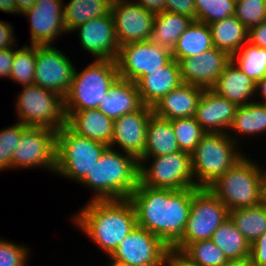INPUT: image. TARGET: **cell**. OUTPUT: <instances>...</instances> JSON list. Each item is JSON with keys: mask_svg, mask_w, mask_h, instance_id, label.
Returning <instances> with one entry per match:
<instances>
[{"mask_svg": "<svg viewBox=\"0 0 266 266\" xmlns=\"http://www.w3.org/2000/svg\"><path fill=\"white\" fill-rule=\"evenodd\" d=\"M198 189L152 188L138 182L129 197L135 208L137 225L159 237L171 249L183 236L192 196Z\"/></svg>", "mask_w": 266, "mask_h": 266, "instance_id": "1", "label": "cell"}, {"mask_svg": "<svg viewBox=\"0 0 266 266\" xmlns=\"http://www.w3.org/2000/svg\"><path fill=\"white\" fill-rule=\"evenodd\" d=\"M86 203L70 215V221L109 257L137 226L133 203L129 199L88 200Z\"/></svg>", "mask_w": 266, "mask_h": 266, "instance_id": "2", "label": "cell"}, {"mask_svg": "<svg viewBox=\"0 0 266 266\" xmlns=\"http://www.w3.org/2000/svg\"><path fill=\"white\" fill-rule=\"evenodd\" d=\"M139 182V162L130 154L107 147L80 182L94 192L90 200L129 199Z\"/></svg>", "mask_w": 266, "mask_h": 266, "instance_id": "3", "label": "cell"}, {"mask_svg": "<svg viewBox=\"0 0 266 266\" xmlns=\"http://www.w3.org/2000/svg\"><path fill=\"white\" fill-rule=\"evenodd\" d=\"M208 189L229 211L258 206L264 202L261 164L246 154Z\"/></svg>", "mask_w": 266, "mask_h": 266, "instance_id": "4", "label": "cell"}, {"mask_svg": "<svg viewBox=\"0 0 266 266\" xmlns=\"http://www.w3.org/2000/svg\"><path fill=\"white\" fill-rule=\"evenodd\" d=\"M227 133H206L191 154L197 188H208L247 152Z\"/></svg>", "mask_w": 266, "mask_h": 266, "instance_id": "5", "label": "cell"}, {"mask_svg": "<svg viewBox=\"0 0 266 266\" xmlns=\"http://www.w3.org/2000/svg\"><path fill=\"white\" fill-rule=\"evenodd\" d=\"M77 71L75 66L69 91L64 99V110L97 109L106 92L119 77L115 60H95Z\"/></svg>", "mask_w": 266, "mask_h": 266, "instance_id": "6", "label": "cell"}, {"mask_svg": "<svg viewBox=\"0 0 266 266\" xmlns=\"http://www.w3.org/2000/svg\"><path fill=\"white\" fill-rule=\"evenodd\" d=\"M107 147L100 142L77 135L67 125L63 126L56 134L54 174L79 185Z\"/></svg>", "mask_w": 266, "mask_h": 266, "instance_id": "7", "label": "cell"}, {"mask_svg": "<svg viewBox=\"0 0 266 266\" xmlns=\"http://www.w3.org/2000/svg\"><path fill=\"white\" fill-rule=\"evenodd\" d=\"M16 97L14 104L18 122L56 131L66 125L64 99L59 94L31 84L23 86Z\"/></svg>", "mask_w": 266, "mask_h": 266, "instance_id": "8", "label": "cell"}, {"mask_svg": "<svg viewBox=\"0 0 266 266\" xmlns=\"http://www.w3.org/2000/svg\"><path fill=\"white\" fill-rule=\"evenodd\" d=\"M138 162L139 182L144 186L172 190L196 187L189 153L177 151Z\"/></svg>", "mask_w": 266, "mask_h": 266, "instance_id": "9", "label": "cell"}, {"mask_svg": "<svg viewBox=\"0 0 266 266\" xmlns=\"http://www.w3.org/2000/svg\"><path fill=\"white\" fill-rule=\"evenodd\" d=\"M228 217L227 207L208 188H199L192 196L183 236L171 249L181 252L190 243L211 239Z\"/></svg>", "mask_w": 266, "mask_h": 266, "instance_id": "10", "label": "cell"}, {"mask_svg": "<svg viewBox=\"0 0 266 266\" xmlns=\"http://www.w3.org/2000/svg\"><path fill=\"white\" fill-rule=\"evenodd\" d=\"M56 134L51 128L26 126L12 153V170L38 168L54 174Z\"/></svg>", "mask_w": 266, "mask_h": 266, "instance_id": "11", "label": "cell"}, {"mask_svg": "<svg viewBox=\"0 0 266 266\" xmlns=\"http://www.w3.org/2000/svg\"><path fill=\"white\" fill-rule=\"evenodd\" d=\"M169 250L159 237L137 225L107 260L111 266H162Z\"/></svg>", "mask_w": 266, "mask_h": 266, "instance_id": "12", "label": "cell"}, {"mask_svg": "<svg viewBox=\"0 0 266 266\" xmlns=\"http://www.w3.org/2000/svg\"><path fill=\"white\" fill-rule=\"evenodd\" d=\"M172 51L150 40L120 46L116 59L119 77L137 83L149 71L172 60Z\"/></svg>", "mask_w": 266, "mask_h": 266, "instance_id": "13", "label": "cell"}, {"mask_svg": "<svg viewBox=\"0 0 266 266\" xmlns=\"http://www.w3.org/2000/svg\"><path fill=\"white\" fill-rule=\"evenodd\" d=\"M60 48L37 45L34 84L51 90L63 98L69 91L75 63Z\"/></svg>", "mask_w": 266, "mask_h": 266, "instance_id": "14", "label": "cell"}, {"mask_svg": "<svg viewBox=\"0 0 266 266\" xmlns=\"http://www.w3.org/2000/svg\"><path fill=\"white\" fill-rule=\"evenodd\" d=\"M111 14L119 46L151 39L154 12L133 0H113Z\"/></svg>", "mask_w": 266, "mask_h": 266, "instance_id": "15", "label": "cell"}, {"mask_svg": "<svg viewBox=\"0 0 266 266\" xmlns=\"http://www.w3.org/2000/svg\"><path fill=\"white\" fill-rule=\"evenodd\" d=\"M63 3L64 0H36L30 9L21 14L30 23V44L53 45L58 38L68 34Z\"/></svg>", "mask_w": 266, "mask_h": 266, "instance_id": "16", "label": "cell"}, {"mask_svg": "<svg viewBox=\"0 0 266 266\" xmlns=\"http://www.w3.org/2000/svg\"><path fill=\"white\" fill-rule=\"evenodd\" d=\"M73 32L79 36L80 47L91 54L95 60L116 61L120 46L111 12L85 22L76 27Z\"/></svg>", "mask_w": 266, "mask_h": 266, "instance_id": "17", "label": "cell"}, {"mask_svg": "<svg viewBox=\"0 0 266 266\" xmlns=\"http://www.w3.org/2000/svg\"><path fill=\"white\" fill-rule=\"evenodd\" d=\"M152 115V107L143 105L139 110L115 119L109 147L139 160L145 149L147 125Z\"/></svg>", "mask_w": 266, "mask_h": 266, "instance_id": "18", "label": "cell"}, {"mask_svg": "<svg viewBox=\"0 0 266 266\" xmlns=\"http://www.w3.org/2000/svg\"><path fill=\"white\" fill-rule=\"evenodd\" d=\"M232 57L215 47L202 54L179 59L182 83L210 89Z\"/></svg>", "mask_w": 266, "mask_h": 266, "instance_id": "19", "label": "cell"}, {"mask_svg": "<svg viewBox=\"0 0 266 266\" xmlns=\"http://www.w3.org/2000/svg\"><path fill=\"white\" fill-rule=\"evenodd\" d=\"M237 108L236 103L204 89L194 117L206 133H227Z\"/></svg>", "mask_w": 266, "mask_h": 266, "instance_id": "20", "label": "cell"}, {"mask_svg": "<svg viewBox=\"0 0 266 266\" xmlns=\"http://www.w3.org/2000/svg\"><path fill=\"white\" fill-rule=\"evenodd\" d=\"M66 125L77 135L110 146L114 120L98 109L64 110Z\"/></svg>", "mask_w": 266, "mask_h": 266, "instance_id": "21", "label": "cell"}, {"mask_svg": "<svg viewBox=\"0 0 266 266\" xmlns=\"http://www.w3.org/2000/svg\"><path fill=\"white\" fill-rule=\"evenodd\" d=\"M203 91V87L181 83L152 107L153 114L167 120L193 117Z\"/></svg>", "mask_w": 266, "mask_h": 266, "instance_id": "22", "label": "cell"}, {"mask_svg": "<svg viewBox=\"0 0 266 266\" xmlns=\"http://www.w3.org/2000/svg\"><path fill=\"white\" fill-rule=\"evenodd\" d=\"M181 83L179 63L172 59L168 64L149 71L136 84L142 104L153 107L164 95Z\"/></svg>", "mask_w": 266, "mask_h": 266, "instance_id": "23", "label": "cell"}, {"mask_svg": "<svg viewBox=\"0 0 266 266\" xmlns=\"http://www.w3.org/2000/svg\"><path fill=\"white\" fill-rule=\"evenodd\" d=\"M142 106L137 84L118 77L109 87L97 109L115 120L139 110Z\"/></svg>", "mask_w": 266, "mask_h": 266, "instance_id": "24", "label": "cell"}, {"mask_svg": "<svg viewBox=\"0 0 266 266\" xmlns=\"http://www.w3.org/2000/svg\"><path fill=\"white\" fill-rule=\"evenodd\" d=\"M255 87L256 82L231 60L210 89L237 105H246L255 101Z\"/></svg>", "mask_w": 266, "mask_h": 266, "instance_id": "25", "label": "cell"}, {"mask_svg": "<svg viewBox=\"0 0 266 266\" xmlns=\"http://www.w3.org/2000/svg\"><path fill=\"white\" fill-rule=\"evenodd\" d=\"M265 133L266 109L264 105L257 101L247 103L246 105H238L233 122L227 132L229 137L241 146V143L245 142L246 136H255L257 138Z\"/></svg>", "mask_w": 266, "mask_h": 266, "instance_id": "26", "label": "cell"}, {"mask_svg": "<svg viewBox=\"0 0 266 266\" xmlns=\"http://www.w3.org/2000/svg\"><path fill=\"white\" fill-rule=\"evenodd\" d=\"M180 151L170 120L152 115L146 131L145 149L140 159L160 157Z\"/></svg>", "mask_w": 266, "mask_h": 266, "instance_id": "27", "label": "cell"}, {"mask_svg": "<svg viewBox=\"0 0 266 266\" xmlns=\"http://www.w3.org/2000/svg\"><path fill=\"white\" fill-rule=\"evenodd\" d=\"M208 26L213 46L231 57L248 42V29L234 15Z\"/></svg>", "mask_w": 266, "mask_h": 266, "instance_id": "28", "label": "cell"}, {"mask_svg": "<svg viewBox=\"0 0 266 266\" xmlns=\"http://www.w3.org/2000/svg\"><path fill=\"white\" fill-rule=\"evenodd\" d=\"M211 32L208 24L193 21L180 35L172 51V58L178 61L193 57L213 48Z\"/></svg>", "mask_w": 266, "mask_h": 266, "instance_id": "29", "label": "cell"}, {"mask_svg": "<svg viewBox=\"0 0 266 266\" xmlns=\"http://www.w3.org/2000/svg\"><path fill=\"white\" fill-rule=\"evenodd\" d=\"M192 22L191 18L176 13H155L150 41L172 50L180 35Z\"/></svg>", "mask_w": 266, "mask_h": 266, "instance_id": "30", "label": "cell"}, {"mask_svg": "<svg viewBox=\"0 0 266 266\" xmlns=\"http://www.w3.org/2000/svg\"><path fill=\"white\" fill-rule=\"evenodd\" d=\"M113 0H69L64 5L66 31H72L85 22L108 15Z\"/></svg>", "mask_w": 266, "mask_h": 266, "instance_id": "31", "label": "cell"}, {"mask_svg": "<svg viewBox=\"0 0 266 266\" xmlns=\"http://www.w3.org/2000/svg\"><path fill=\"white\" fill-rule=\"evenodd\" d=\"M211 240L228 260L250 257L251 245L228 217L213 233Z\"/></svg>", "mask_w": 266, "mask_h": 266, "instance_id": "32", "label": "cell"}, {"mask_svg": "<svg viewBox=\"0 0 266 266\" xmlns=\"http://www.w3.org/2000/svg\"><path fill=\"white\" fill-rule=\"evenodd\" d=\"M229 217L249 244H253L266 231V203L255 207L229 211Z\"/></svg>", "mask_w": 266, "mask_h": 266, "instance_id": "33", "label": "cell"}, {"mask_svg": "<svg viewBox=\"0 0 266 266\" xmlns=\"http://www.w3.org/2000/svg\"><path fill=\"white\" fill-rule=\"evenodd\" d=\"M249 78L257 82L266 76V49L245 43L231 59Z\"/></svg>", "mask_w": 266, "mask_h": 266, "instance_id": "34", "label": "cell"}, {"mask_svg": "<svg viewBox=\"0 0 266 266\" xmlns=\"http://www.w3.org/2000/svg\"><path fill=\"white\" fill-rule=\"evenodd\" d=\"M37 45L24 44L14 48V60L9 79L21 87L34 84Z\"/></svg>", "mask_w": 266, "mask_h": 266, "instance_id": "35", "label": "cell"}, {"mask_svg": "<svg viewBox=\"0 0 266 266\" xmlns=\"http://www.w3.org/2000/svg\"><path fill=\"white\" fill-rule=\"evenodd\" d=\"M181 254L198 266H223L229 261L211 239L190 243Z\"/></svg>", "mask_w": 266, "mask_h": 266, "instance_id": "36", "label": "cell"}, {"mask_svg": "<svg viewBox=\"0 0 266 266\" xmlns=\"http://www.w3.org/2000/svg\"><path fill=\"white\" fill-rule=\"evenodd\" d=\"M180 151L192 154L206 134V131L196 121L195 117L170 120Z\"/></svg>", "mask_w": 266, "mask_h": 266, "instance_id": "37", "label": "cell"}, {"mask_svg": "<svg viewBox=\"0 0 266 266\" xmlns=\"http://www.w3.org/2000/svg\"><path fill=\"white\" fill-rule=\"evenodd\" d=\"M235 0H195L196 21L210 24L235 14Z\"/></svg>", "mask_w": 266, "mask_h": 266, "instance_id": "38", "label": "cell"}, {"mask_svg": "<svg viewBox=\"0 0 266 266\" xmlns=\"http://www.w3.org/2000/svg\"><path fill=\"white\" fill-rule=\"evenodd\" d=\"M25 124L16 121L15 124L0 129V171L12 170V153L16 148ZM9 169V170H8Z\"/></svg>", "mask_w": 266, "mask_h": 266, "instance_id": "39", "label": "cell"}, {"mask_svg": "<svg viewBox=\"0 0 266 266\" xmlns=\"http://www.w3.org/2000/svg\"><path fill=\"white\" fill-rule=\"evenodd\" d=\"M234 16L249 30L266 21L265 0H237Z\"/></svg>", "mask_w": 266, "mask_h": 266, "instance_id": "40", "label": "cell"}, {"mask_svg": "<svg viewBox=\"0 0 266 266\" xmlns=\"http://www.w3.org/2000/svg\"><path fill=\"white\" fill-rule=\"evenodd\" d=\"M29 250L27 245L0 237V266H27L31 259Z\"/></svg>", "mask_w": 266, "mask_h": 266, "instance_id": "41", "label": "cell"}, {"mask_svg": "<svg viewBox=\"0 0 266 266\" xmlns=\"http://www.w3.org/2000/svg\"><path fill=\"white\" fill-rule=\"evenodd\" d=\"M165 11L184 15L196 21L195 0H165Z\"/></svg>", "mask_w": 266, "mask_h": 266, "instance_id": "42", "label": "cell"}, {"mask_svg": "<svg viewBox=\"0 0 266 266\" xmlns=\"http://www.w3.org/2000/svg\"><path fill=\"white\" fill-rule=\"evenodd\" d=\"M249 258L253 266H266V231L251 244Z\"/></svg>", "mask_w": 266, "mask_h": 266, "instance_id": "43", "label": "cell"}, {"mask_svg": "<svg viewBox=\"0 0 266 266\" xmlns=\"http://www.w3.org/2000/svg\"><path fill=\"white\" fill-rule=\"evenodd\" d=\"M8 21L0 20V49L14 48L19 46L14 35L13 28Z\"/></svg>", "mask_w": 266, "mask_h": 266, "instance_id": "44", "label": "cell"}, {"mask_svg": "<svg viewBox=\"0 0 266 266\" xmlns=\"http://www.w3.org/2000/svg\"><path fill=\"white\" fill-rule=\"evenodd\" d=\"M248 42L254 46L266 49V21L248 30Z\"/></svg>", "mask_w": 266, "mask_h": 266, "instance_id": "45", "label": "cell"}, {"mask_svg": "<svg viewBox=\"0 0 266 266\" xmlns=\"http://www.w3.org/2000/svg\"><path fill=\"white\" fill-rule=\"evenodd\" d=\"M14 60V48L0 49V78L9 79Z\"/></svg>", "mask_w": 266, "mask_h": 266, "instance_id": "46", "label": "cell"}, {"mask_svg": "<svg viewBox=\"0 0 266 266\" xmlns=\"http://www.w3.org/2000/svg\"><path fill=\"white\" fill-rule=\"evenodd\" d=\"M162 266H198L190 262L181 252L170 249L164 256Z\"/></svg>", "mask_w": 266, "mask_h": 266, "instance_id": "47", "label": "cell"}, {"mask_svg": "<svg viewBox=\"0 0 266 266\" xmlns=\"http://www.w3.org/2000/svg\"><path fill=\"white\" fill-rule=\"evenodd\" d=\"M133 1L140 4L146 10L152 11L154 13L165 11V0H133Z\"/></svg>", "mask_w": 266, "mask_h": 266, "instance_id": "48", "label": "cell"}, {"mask_svg": "<svg viewBox=\"0 0 266 266\" xmlns=\"http://www.w3.org/2000/svg\"><path fill=\"white\" fill-rule=\"evenodd\" d=\"M259 96L261 97V99H259ZM257 98L259 100H257ZM255 101L261 102V103L266 101V76L263 79L256 82Z\"/></svg>", "mask_w": 266, "mask_h": 266, "instance_id": "49", "label": "cell"}, {"mask_svg": "<svg viewBox=\"0 0 266 266\" xmlns=\"http://www.w3.org/2000/svg\"><path fill=\"white\" fill-rule=\"evenodd\" d=\"M14 2L17 13L21 16L36 3V0H14Z\"/></svg>", "mask_w": 266, "mask_h": 266, "instance_id": "50", "label": "cell"}, {"mask_svg": "<svg viewBox=\"0 0 266 266\" xmlns=\"http://www.w3.org/2000/svg\"><path fill=\"white\" fill-rule=\"evenodd\" d=\"M0 11L18 15L14 0H0Z\"/></svg>", "mask_w": 266, "mask_h": 266, "instance_id": "51", "label": "cell"}, {"mask_svg": "<svg viewBox=\"0 0 266 266\" xmlns=\"http://www.w3.org/2000/svg\"><path fill=\"white\" fill-rule=\"evenodd\" d=\"M223 266H253L250 258H244L239 260H229Z\"/></svg>", "mask_w": 266, "mask_h": 266, "instance_id": "52", "label": "cell"}, {"mask_svg": "<svg viewBox=\"0 0 266 266\" xmlns=\"http://www.w3.org/2000/svg\"><path fill=\"white\" fill-rule=\"evenodd\" d=\"M264 164L261 166L262 168V180H263V201L266 203V168L263 167Z\"/></svg>", "mask_w": 266, "mask_h": 266, "instance_id": "53", "label": "cell"}, {"mask_svg": "<svg viewBox=\"0 0 266 266\" xmlns=\"http://www.w3.org/2000/svg\"><path fill=\"white\" fill-rule=\"evenodd\" d=\"M262 104L264 105L265 109H266V101L265 102H262Z\"/></svg>", "mask_w": 266, "mask_h": 266, "instance_id": "54", "label": "cell"}, {"mask_svg": "<svg viewBox=\"0 0 266 266\" xmlns=\"http://www.w3.org/2000/svg\"><path fill=\"white\" fill-rule=\"evenodd\" d=\"M105 263H106V265H102V266H111V265H109V264L107 263V261H106Z\"/></svg>", "mask_w": 266, "mask_h": 266, "instance_id": "55", "label": "cell"}]
</instances>
